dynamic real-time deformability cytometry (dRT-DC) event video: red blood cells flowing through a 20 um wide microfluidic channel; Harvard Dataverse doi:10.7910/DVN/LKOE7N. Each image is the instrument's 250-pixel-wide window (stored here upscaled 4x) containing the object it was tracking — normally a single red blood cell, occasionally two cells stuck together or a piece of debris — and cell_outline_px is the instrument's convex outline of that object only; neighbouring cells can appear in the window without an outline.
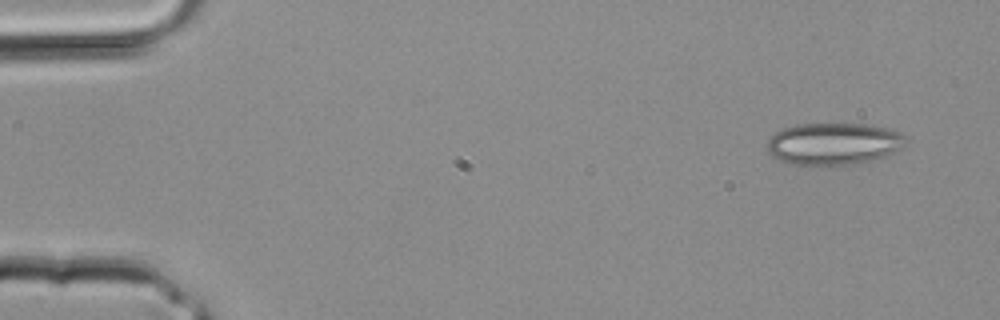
{"species": "common noctule bat (a hibernating species)", "species_latin": "Nyctalus noctula", "temperature_condition": "room temperature", "stored_images_in_passage": 4, "camera_frame_rate_fps": 3000, "um_per_image_px": 0.085, "animal": {"sex": "male", "body_mass_g": 20.4}, "frame": {"image": 1, "passage_image": 1, "time_ms": 0.0, "image_size_px": [1000, 320], "cell_outline_px": [[908, 140], [904, 148], [888, 156], [872, 160], [852, 164], [820, 168], [812, 168], [788, 164], [772, 156], [764, 148], [768, 140], [776, 132], [784, 128], [796, 124], [868, 124], [888, 128], [904, 136]], "centroid_in_image_um": [70.83, 12.27], "position_along_channel_um": 14.2, "area_um2": 35.14}}